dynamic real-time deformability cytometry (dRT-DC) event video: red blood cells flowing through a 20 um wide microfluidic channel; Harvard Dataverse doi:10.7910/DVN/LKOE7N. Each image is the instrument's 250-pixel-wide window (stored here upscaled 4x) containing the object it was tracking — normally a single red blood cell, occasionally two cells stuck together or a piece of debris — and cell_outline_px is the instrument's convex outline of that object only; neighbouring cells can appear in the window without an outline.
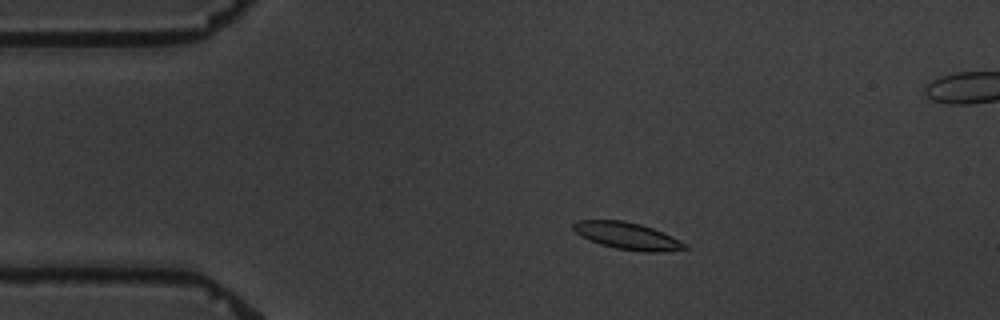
{"species": "common noctule bat (a hibernating species)", "species_latin": "Nyctalus noctula", "temperature_condition": "warm", "stored_images_in_passage": 5, "camera_frame_rate_fps": 3000, "um_per_image_px": 0.085, "animal": {"sex": "male", "body_mass_g": 19.5, "forearm_length_mm": 54.6}, "frame": {"image": 1, "passage_image": 3, "time_ms": 2.333, "image_size_px": [1000, 320], "cell_outline_px": [[688, 248], [664, 252], [644, 252], [616, 248], [600, 244], [588, 240], [580, 236], [572, 228], [572, 224], [576, 220], [624, 220], [640, 224], [652, 228], [680, 240], [688, 244]], "centroid_in_image_um": [53.3, 20.05], "position_along_channel_um": 31.7, "area_um2": 17.63}}